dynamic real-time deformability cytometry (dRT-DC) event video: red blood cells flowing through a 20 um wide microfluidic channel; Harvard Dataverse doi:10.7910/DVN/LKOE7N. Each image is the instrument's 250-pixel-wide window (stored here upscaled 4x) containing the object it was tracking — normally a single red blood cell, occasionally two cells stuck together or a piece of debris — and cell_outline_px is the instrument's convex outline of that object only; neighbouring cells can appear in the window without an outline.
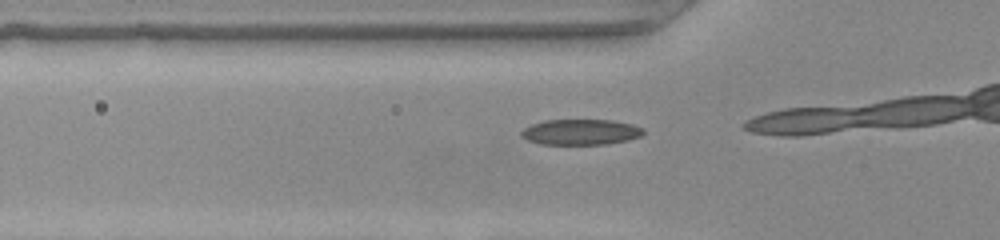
{"species": "common noctule bat (a hibernating species)", "species_latin": "Nyctalus noctula", "temperature_condition": "warm", "stored_images_in_passage": 12, "camera_frame_rate_fps": 3000, "um_per_image_px": 0.085, "animal": {"sex": "female", "body_mass_g": 22.0, "forearm_length_mm": 56.7}, "frame": {"image": 1, "passage_image": 10, "time_ms": 3.0, "image_size_px": [1000, 240], "cell_outline_px": [[644, 132], [640, 136], [628, 140], [604, 144], [540, 144], [528, 140], [520, 136], [520, 132], [524, 128], [532, 124], [544, 120], [612, 120], [632, 124], [644, 128]], "centroid_in_image_um": [49.34, 11.22], "position_along_channel_um": 76.5, "area_um2": 18.21}}